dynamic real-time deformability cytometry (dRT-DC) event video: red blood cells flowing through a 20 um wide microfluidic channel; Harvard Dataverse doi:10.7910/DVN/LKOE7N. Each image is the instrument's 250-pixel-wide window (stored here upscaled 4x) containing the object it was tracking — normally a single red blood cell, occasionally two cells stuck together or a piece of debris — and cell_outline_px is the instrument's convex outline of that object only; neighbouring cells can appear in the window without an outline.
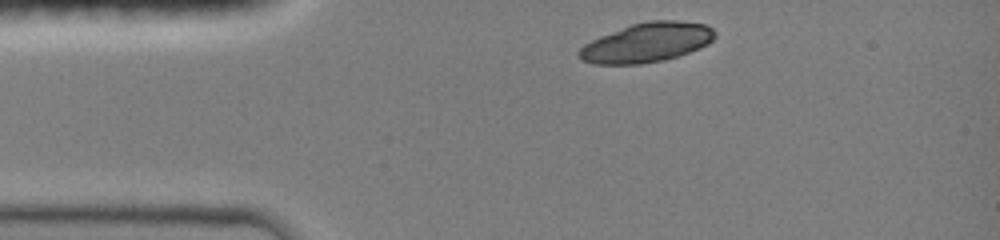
{"species": "common noctule bat (a hibernating species)", "species_latin": "Nyctalus noctula", "temperature_condition": "room temperature", "stored_images_in_passage": 4, "camera_frame_rate_fps": 3000, "um_per_image_px": 0.085, "animal": {"sex": "female", "body_mass_g": 19.0, "forearm_length_mm": 51.5}, "frame": {"image": 1, "passage_image": 1, "time_ms": 0.0, "image_size_px": [1000, 240], "cell_outline_px": [[716, 36], [708, 44], [700, 48], [664, 60], [640, 64], [592, 64], [580, 60], [576, 56], [576, 52], [584, 44], [600, 36], [632, 24], [648, 20], [676, 20], [704, 24], [712, 28], [716, 32]], "centroid_in_image_um": [54.95, 3.62], "position_along_channel_um": 30.1, "area_um2": 31.27}}